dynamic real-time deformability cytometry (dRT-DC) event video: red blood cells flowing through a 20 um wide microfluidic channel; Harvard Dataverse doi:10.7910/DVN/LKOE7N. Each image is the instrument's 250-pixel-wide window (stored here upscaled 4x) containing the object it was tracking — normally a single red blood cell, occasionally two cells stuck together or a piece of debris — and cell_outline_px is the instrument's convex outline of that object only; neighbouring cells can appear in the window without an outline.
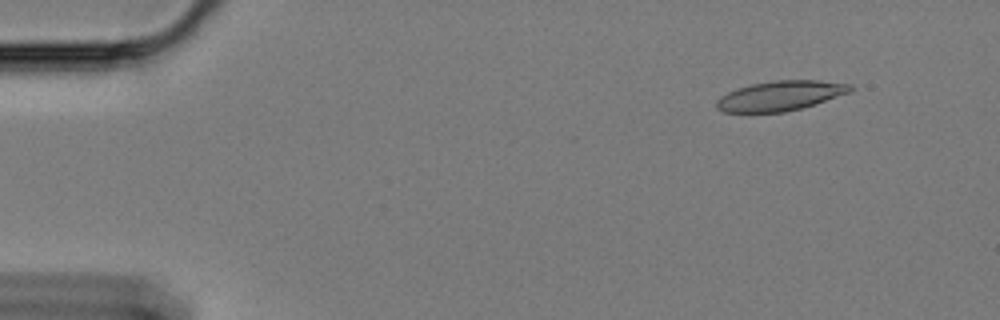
{"species": "Egyptian fruit bat (a non-hibernating species)", "species_latin": "Rousettus aegyptiacus", "temperature_condition": "cold", "stored_images_in_passage": 59, "camera_frame_rate_fps": 3000, "um_per_image_px": 0.085, "animal": {"sex": "female"}, "frame": {"image": 1, "passage_image": 6, "time_ms": 1.667, "image_size_px": [1000, 320], "cell_outline_px": [[856, 88], [852, 92], [800, 108], [784, 112], [724, 112], [716, 108], [716, 100], [720, 96], [736, 88], [752, 84], [776, 80], [816, 80], [852, 84]], "centroid_in_image_um": [66.34, 8.13], "position_along_channel_um": 18.7, "area_um2": 23.24}}
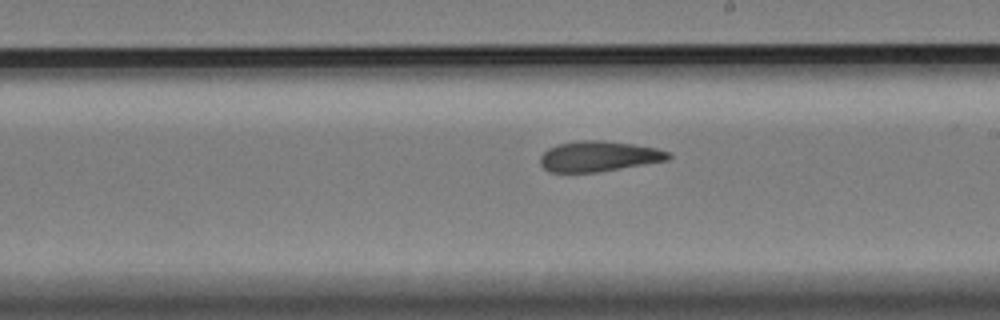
{"frame": {"image": 2, "passage_image": 34, "time_ms": 11.0, "image_size_px": [1000, 320], "cell_outline_px": [[672, 156], [668, 160], [596, 172], [552, 172], [544, 168], [540, 164], [540, 156], [548, 148], [556, 144], [576, 140], [604, 140], [632, 144], [656, 148], [668, 152]], "centroid_in_image_um": [50.86, 13.27], "position_along_channel_um": 238.1, "area_um2": 22.66}}
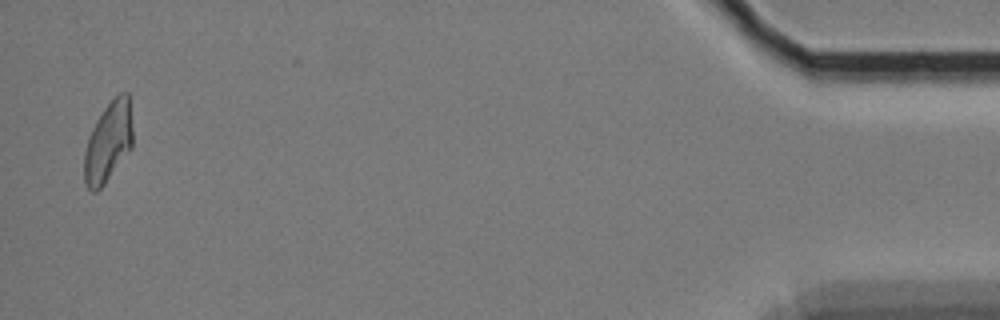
{"frame": {"image": 3, "passage_image": 58, "time_ms": 19.0, "image_size_px": [1000, 320], "cell_outline_px": [[132, 148], [104, 184], [96, 192], [92, 192], [84, 184], [84, 152], [92, 128], [96, 120], [104, 108], [120, 92], [128, 92], [132, 128]], "centroid_in_image_um": [9.19, 12.1], "position_along_channel_um": 426.0, "area_um2": 22.54}, "authors_computed_cell_mechanics": {"area_um2": 23.0622, "velocity_mm_per_s": 3.3715, "shape_relaxation_time_tau1_ms": null, "shape_relaxation_time_tau2_ms": 5.0798, "deformation_change_tau1": null, "deformation_change_tau2": 0.1308}}